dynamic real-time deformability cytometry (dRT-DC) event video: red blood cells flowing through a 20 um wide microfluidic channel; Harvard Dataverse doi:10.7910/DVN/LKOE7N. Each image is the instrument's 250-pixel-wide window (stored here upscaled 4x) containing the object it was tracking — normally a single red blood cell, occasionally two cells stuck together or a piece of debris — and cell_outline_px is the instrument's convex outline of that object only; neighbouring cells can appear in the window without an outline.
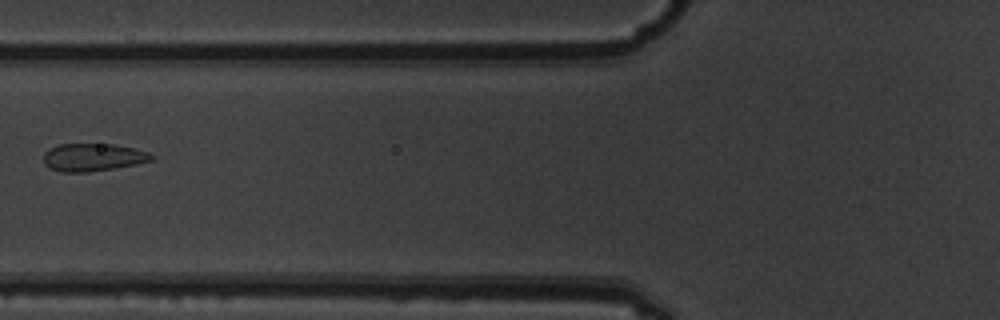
{"species": "common noctule bat (a hibernating species)", "species_latin": "Nyctalus noctula", "temperature_condition": "warm", "stored_images_in_passage": 7, "camera_frame_rate_fps": 3000, "um_per_image_px": 0.085, "animal": {"sex": "male", "body_mass_g": 19.5, "forearm_length_mm": 54.6}, "frame": {"image": 1, "passage_image": 6, "time_ms": 1.667, "image_size_px": [1000, 320], "cell_outline_px": [[156, 160], [116, 168], [88, 172], [60, 172], [48, 168], [44, 164], [44, 152], [60, 144], [112, 144], [136, 148], [148, 152], [156, 156]], "centroid_in_image_um": [7.95, 13.38], "position_along_channel_um": 117.9, "area_um2": 17.69}}
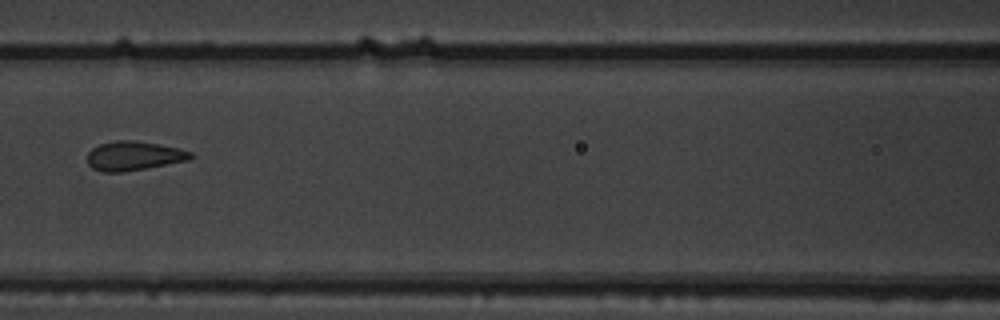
{"frame": {"image": 2, "passage_image": 7, "time_ms": 2.0, "image_size_px": [1000, 320], "cell_outline_px": [[196, 156], [188, 160], [124, 172], [104, 172], [92, 168], [88, 164], [88, 152], [92, 148], [100, 144], [116, 140], [132, 140], [180, 148], [192, 152]], "centroid_in_image_um": [11.38, 13.25], "position_along_channel_um": 155.2, "area_um2": 17.51}}